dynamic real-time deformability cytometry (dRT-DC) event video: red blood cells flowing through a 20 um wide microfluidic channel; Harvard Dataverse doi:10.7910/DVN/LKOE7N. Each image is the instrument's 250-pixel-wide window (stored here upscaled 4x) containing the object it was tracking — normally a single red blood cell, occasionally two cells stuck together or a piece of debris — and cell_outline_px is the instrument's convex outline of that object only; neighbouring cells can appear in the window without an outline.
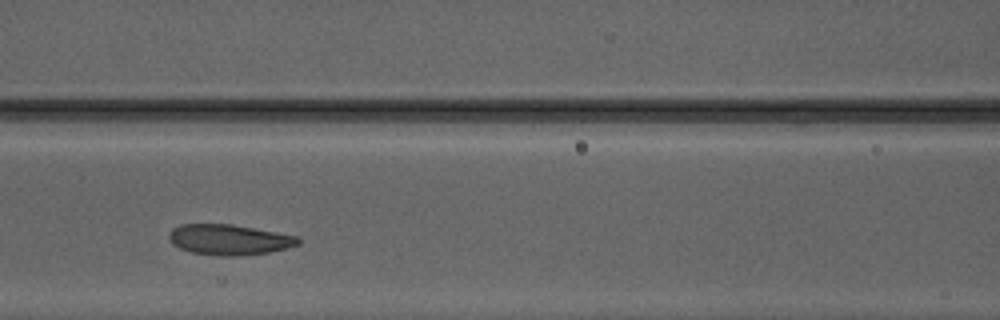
{"species": "Egyptian fruit bat (a non-hibernating species)", "species_latin": "Rousettus aegyptiacus", "temperature_condition": "warm", "stored_images_in_passage": 25, "camera_frame_rate_fps": 3000, "um_per_image_px": 0.085, "animal": {"sex": "male"}, "frame": {"image": 1, "passage_image": 8, "time_ms": 2.333, "image_size_px": [1000, 320], "cell_outline_px": [[300, 244], [288, 248], [268, 252], [236, 256], [216, 256], [192, 252], [180, 248], [172, 244], [168, 240], [168, 236], [172, 228], [180, 224], [232, 224], [276, 232], [296, 236], [300, 240]], "centroid_in_image_um": [19.44, 20.37], "position_along_channel_um": 147.2, "area_um2": 23.0}}
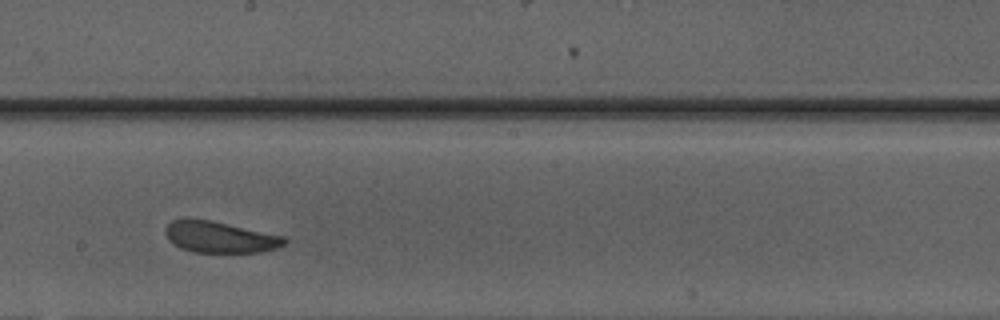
{"frame": {"image": 2, "passage_image": 14, "time_ms": 4.333, "image_size_px": [1000, 320], "cell_outline_px": [[288, 240], [284, 244], [276, 248], [260, 252], [192, 252], [180, 248], [168, 240], [164, 232], [164, 228], [172, 220], [212, 220], [284, 236]], "centroid_in_image_um": [18.68, 20.16], "position_along_channel_um": 229.5, "area_um2": 21.56}}
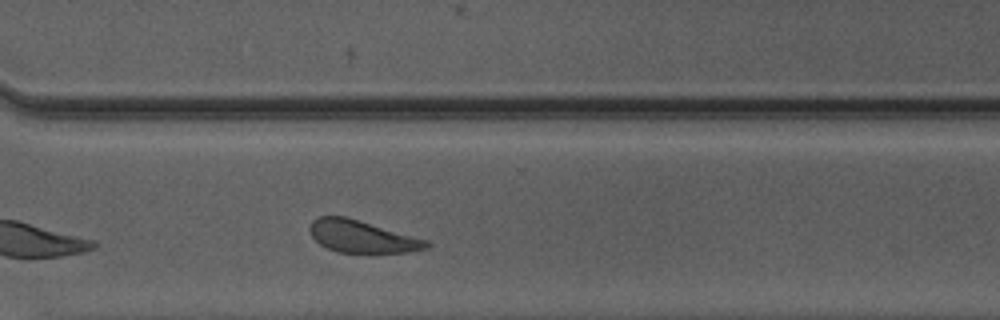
{"frame": {"image": 3, "passage_image": 22, "time_ms": 7.0, "image_size_px": [1000, 320], "cell_outline_px": [[432, 244], [428, 248], [408, 252], [336, 252], [320, 244], [312, 236], [308, 228], [312, 220], [316, 216], [348, 216], [428, 240]], "centroid_in_image_um": [30.77, 20.08], "position_along_channel_um": 339.8, "area_um2": 22.08}, "authors_computed_cell_mechanics": {"area_um2": 23.0044, "velocity_mm_per_s": 4.1335, "shape_relaxation_time_tau1_ms": 3.2208, "shape_relaxation_time_tau2_ms": 1.9016, "deformation_change_tau1": 0.1197, "deformation_change_tau2": 0.1012}}